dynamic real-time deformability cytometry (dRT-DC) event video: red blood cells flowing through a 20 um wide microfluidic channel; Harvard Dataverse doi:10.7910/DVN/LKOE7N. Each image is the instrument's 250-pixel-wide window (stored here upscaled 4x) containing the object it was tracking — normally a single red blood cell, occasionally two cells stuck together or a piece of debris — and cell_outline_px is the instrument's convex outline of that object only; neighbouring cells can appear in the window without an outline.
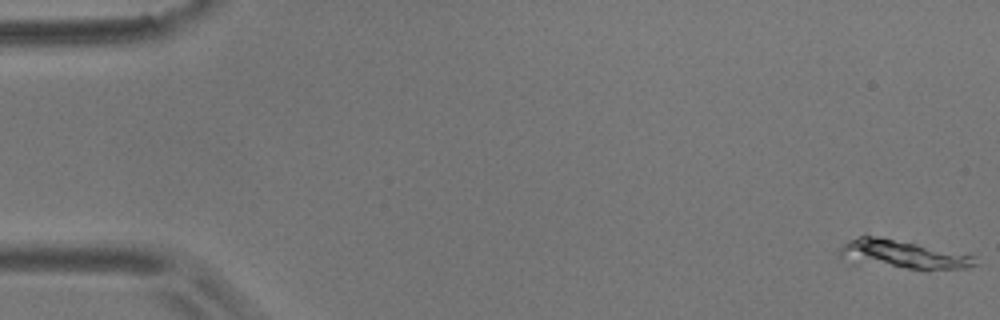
{"species": "common noctule bat (a hibernating species)", "species_latin": "Nyctalus noctula", "temperature_condition": "room temperature", "stored_images_in_passage": 56, "camera_frame_rate_fps": 3000, "um_per_image_px": 0.085, "animal": {"sex": "male", "body_mass_g": 17.9}, "frame": {"image": 1, "passage_image": 1, "time_ms": 0.0, "image_size_px": [1000, 320], "cell_outline_px": [[980, 264], [968, 268], [928, 272], [852, 264], [840, 256], [836, 252], [848, 240], [860, 236], [880, 236], [972, 252]], "centroid_in_image_um": [76.88, 21.66], "position_along_channel_um": 8.1, "area_um2": 24.97}}
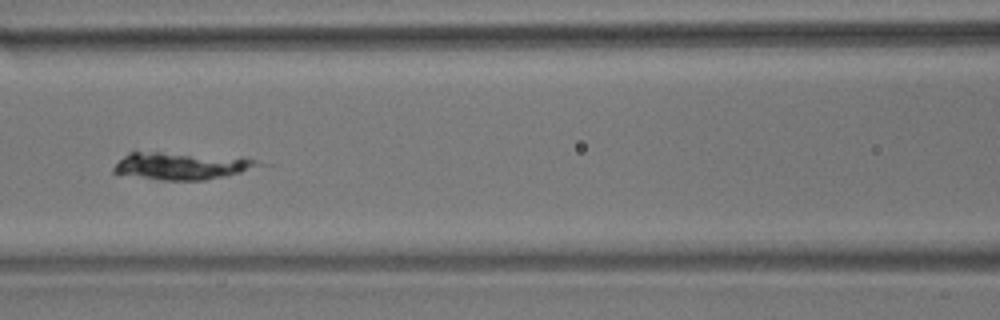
{"frame": {"image": 2, "passage_image": 25, "time_ms": 8.0, "image_size_px": [1000, 320], "cell_outline_px": [[260, 164], [240, 172], [224, 176], [204, 180], [160, 180], [112, 172], [112, 168], [128, 152], [160, 152], [240, 156], [256, 160]], "centroid_in_image_um": [15.41, 14.08], "position_along_channel_um": 151.2, "area_um2": 22.77}}
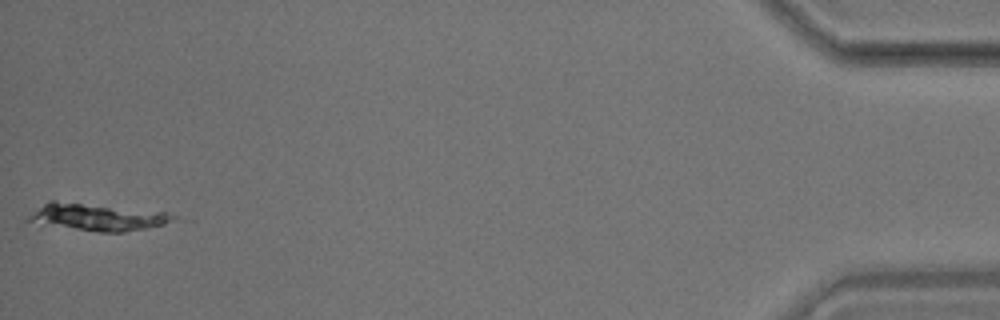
{"frame": {"image": 3, "passage_image": 56, "time_ms": 18.333, "image_size_px": [1000, 320], "cell_outline_px": [[176, 216], [172, 220], [164, 224], [124, 232], [100, 232], [24, 220], [28, 216], [48, 200], [56, 200], [164, 212]], "centroid_in_image_um": [8.26, 18.43], "position_along_channel_um": 426.9, "area_um2": 22.14}}